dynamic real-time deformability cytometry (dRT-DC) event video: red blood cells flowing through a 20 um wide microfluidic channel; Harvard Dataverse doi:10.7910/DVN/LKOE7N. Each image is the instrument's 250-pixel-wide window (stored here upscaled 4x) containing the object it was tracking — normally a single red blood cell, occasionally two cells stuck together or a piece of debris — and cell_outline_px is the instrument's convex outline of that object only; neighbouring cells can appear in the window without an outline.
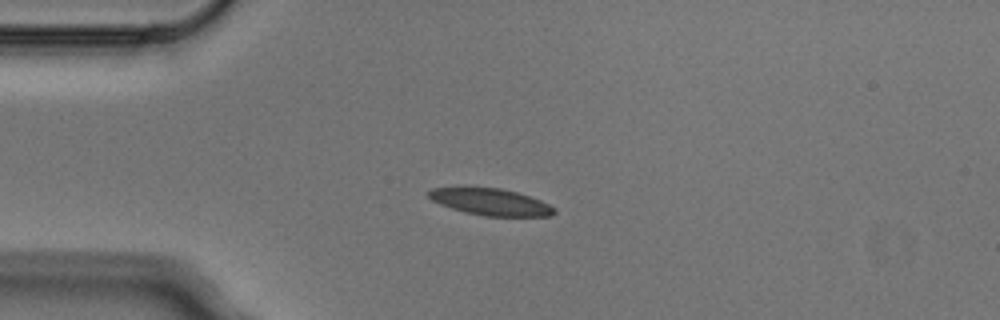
{"species": "Egyptian fruit bat (a non-hibernating species)", "species_latin": "Rousettus aegyptiacus", "temperature_condition": "cold", "stored_images_in_passage": 5, "camera_frame_rate_fps": 3000, "um_per_image_px": 0.085, "animal": {"sex": "male"}, "frame": {"image": 1, "passage_image": 3, "time_ms": 0.667, "image_size_px": [1000, 320], "cell_outline_px": [[556, 212], [552, 216], [484, 216], [464, 212], [440, 204], [432, 200], [428, 196], [428, 192], [432, 188], [460, 184], [464, 184], [500, 188], [516, 192], [540, 200], [556, 208]], "centroid_in_image_um": [41.62, 17.11], "position_along_channel_um": 43.4, "area_um2": 20.35}}
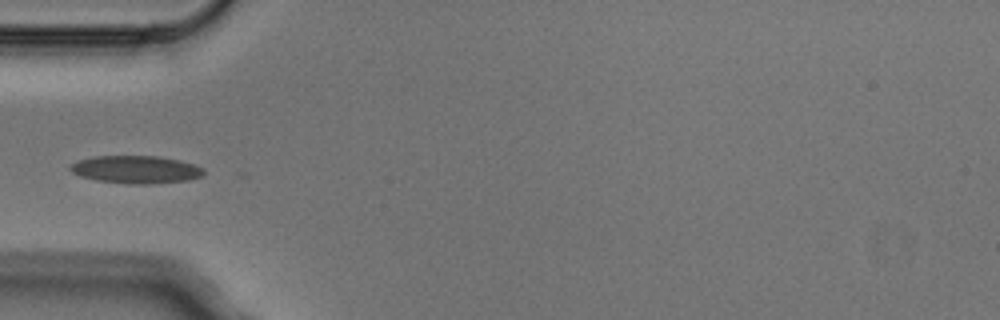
{"frame": {"image": 2, "passage_image": 4, "time_ms": 1.0, "image_size_px": [1000, 320], "cell_outline_px": [[204, 172], [200, 176], [188, 180], [148, 184], [132, 184], [96, 180], [80, 176], [72, 172], [68, 168], [76, 160], [92, 156], [160, 156], [180, 160], [204, 168]], "centroid_in_image_um": [11.52, 14.4], "position_along_channel_um": 73.5, "area_um2": 21.56}}
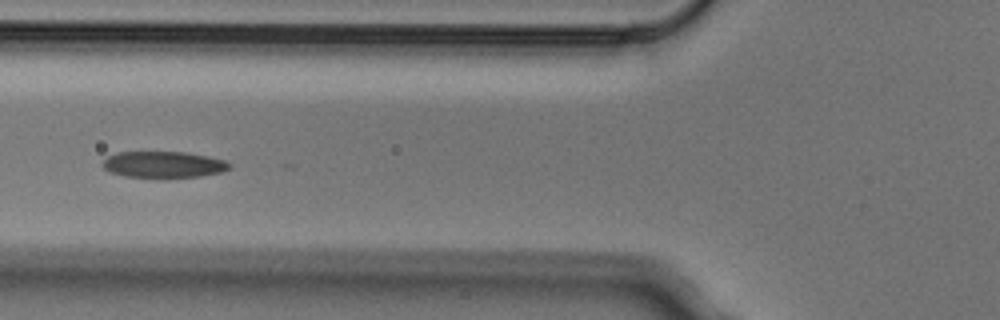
{"frame": {"image": 3, "passage_image": 5, "time_ms": 1.333, "image_size_px": [1000, 320], "cell_outline_px": [[232, 164], [228, 168], [220, 172], [200, 176], [168, 180], [164, 180], [124, 176], [108, 172], [104, 168], [104, 160], [108, 156], [120, 152], [184, 152], [208, 156], [224, 160]], "centroid_in_image_um": [13.89, 14.03], "position_along_channel_um": 111.9, "area_um2": 20.06}}